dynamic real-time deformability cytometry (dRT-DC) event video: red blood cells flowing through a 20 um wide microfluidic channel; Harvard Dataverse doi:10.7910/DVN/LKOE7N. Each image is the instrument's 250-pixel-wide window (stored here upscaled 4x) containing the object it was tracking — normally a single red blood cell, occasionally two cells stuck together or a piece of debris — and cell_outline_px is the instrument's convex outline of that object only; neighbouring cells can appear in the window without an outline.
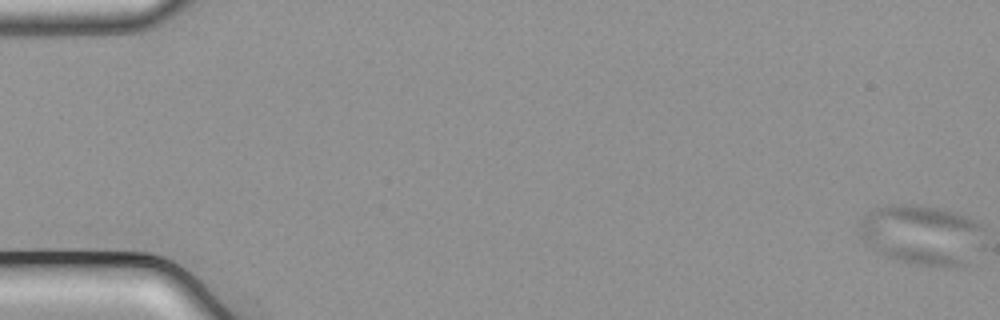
{"species": "common noctule bat (a hibernating species)", "species_latin": "Nyctalus noctula", "temperature_condition": "cold", "stored_images_in_passage": 5, "camera_frame_rate_fps": 3000, "um_per_image_px": 0.085, "animal": {"sex": "male", "body_mass_g": 21.5, "forearm_length_mm": 52.0}, "frame": {"image": 1, "passage_image": 1, "time_ms": 0.0, "image_size_px": [1000, 320], "cell_outline_px": [[984, 228], [964, 268], [944, 268], [916, 264], [900, 260], [888, 256], [872, 248], [860, 236], [860, 224], [864, 216], [868, 212], [876, 208], [888, 204], [916, 204], [940, 208], [956, 212], [980, 224]], "centroid_in_image_um": [78.32, 19.94], "position_along_channel_um": 6.7, "area_um2": 43.0}}